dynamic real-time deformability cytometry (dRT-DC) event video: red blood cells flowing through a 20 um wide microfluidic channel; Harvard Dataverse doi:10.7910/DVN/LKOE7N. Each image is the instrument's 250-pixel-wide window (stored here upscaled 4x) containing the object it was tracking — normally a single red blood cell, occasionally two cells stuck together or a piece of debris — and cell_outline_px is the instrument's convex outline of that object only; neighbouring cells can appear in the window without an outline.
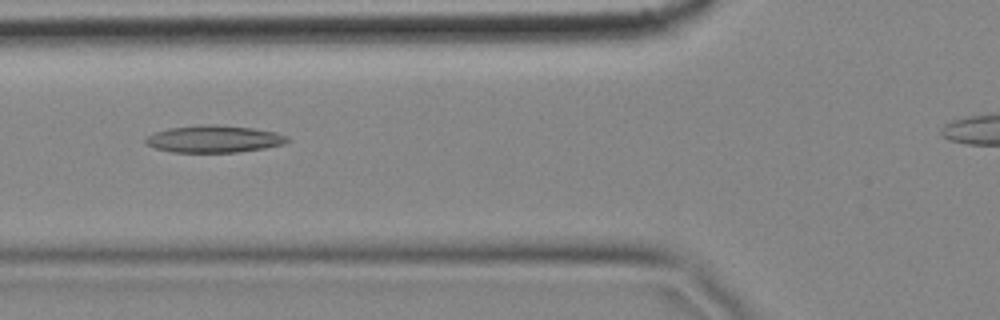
{"species": "common noctule bat (a hibernating species)", "species_latin": "Nyctalus noctula", "temperature_condition": "cold", "stored_images_in_passage": 10, "camera_frame_rate_fps": 3000, "um_per_image_px": 0.085, "animal": {"sex": "female", "body_mass_g": 18.4}, "frame": {"image": 1, "passage_image": 2, "time_ms": 0.333, "image_size_px": [1000, 320], "cell_outline_px": [[292, 140], [284, 144], [264, 148], [236, 152], [172, 152], [156, 148], [148, 144], [144, 140], [148, 136], [156, 132], [168, 128], [200, 124], [212, 124], [252, 128], [276, 132], [288, 136]], "centroid_in_image_um": [18.23, 11.8], "position_along_channel_um": 107.6, "area_um2": 22.37}}
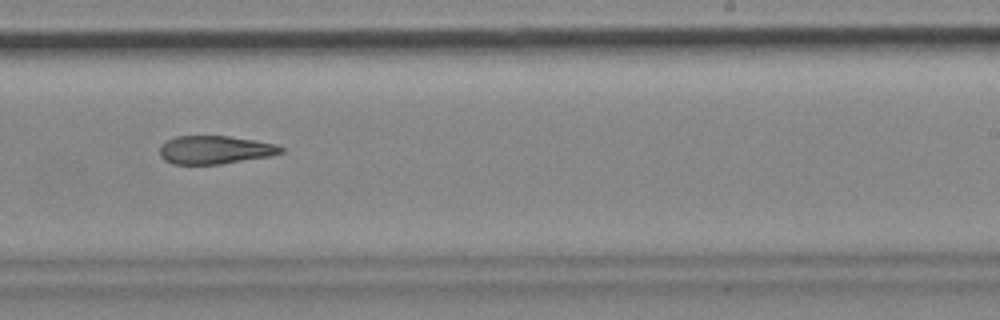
{"frame": {"image": 2, "passage_image": 6, "time_ms": 1.667, "image_size_px": [1000, 320], "cell_outline_px": [[284, 152], [272, 156], [220, 164], [172, 164], [164, 160], [160, 156], [160, 148], [168, 140], [176, 136], [228, 136], [256, 140], [276, 144], [284, 148]], "centroid_in_image_um": [18.31, 12.74], "position_along_channel_um": 270.7, "area_um2": 20.0}}
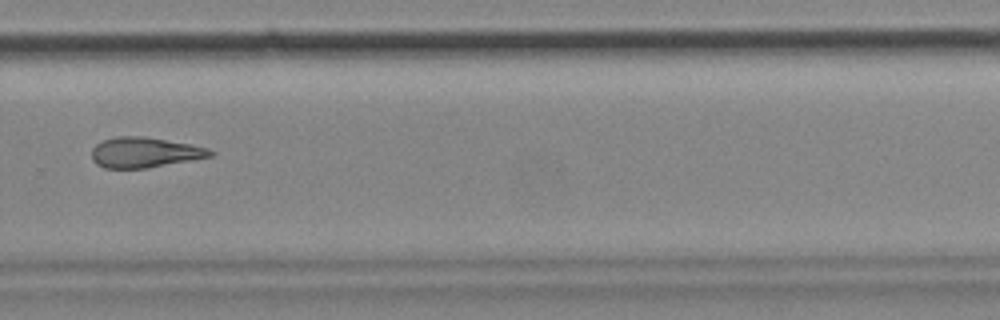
{"frame": {"image": 3, "passage_image": 7, "time_ms": 2.0, "image_size_px": [1000, 320], "cell_outline_px": [[216, 152], [212, 156], [192, 160], [148, 168], [104, 168], [96, 164], [92, 160], [92, 148], [96, 144], [104, 140], [116, 136], [144, 136], [188, 144], [208, 148]], "centroid_in_image_um": [12.28, 12.96], "position_along_channel_um": 317.5, "area_um2": 20.92}}